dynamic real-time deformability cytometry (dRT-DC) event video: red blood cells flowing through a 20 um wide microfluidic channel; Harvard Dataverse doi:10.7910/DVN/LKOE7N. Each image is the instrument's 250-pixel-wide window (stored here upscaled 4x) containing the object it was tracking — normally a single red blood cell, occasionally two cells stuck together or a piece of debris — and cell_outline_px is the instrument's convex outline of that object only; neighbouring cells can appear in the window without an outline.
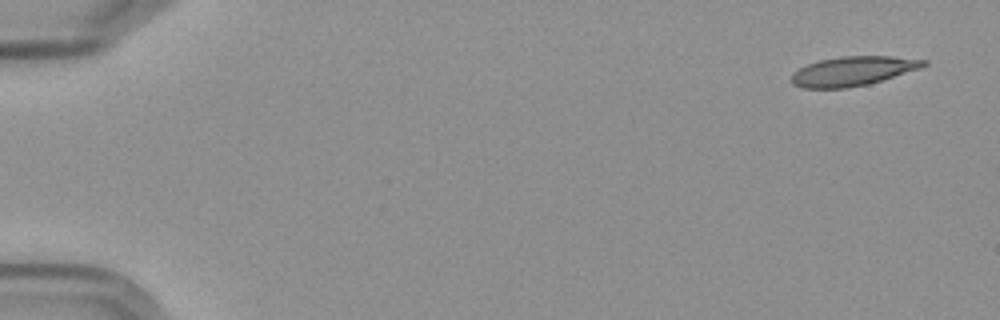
{"species": "Egyptian fruit bat (a non-hibernating species)", "species_latin": "Rousettus aegyptiacus", "temperature_condition": "cold", "stored_images_in_passage": 5, "camera_frame_rate_fps": 3000, "um_per_image_px": 0.085, "frame": {"image": 1, "passage_image": 1, "time_ms": 0.0, "image_size_px": [1000, 320], "cell_outline_px": [[928, 64], [920, 68], [868, 84], [848, 88], [804, 88], [792, 84], [792, 72], [808, 64], [820, 60], [840, 56], [892, 56], [928, 60]], "centroid_in_image_um": [72.49, 6.04], "position_along_channel_um": 12.5, "area_um2": 22.48}}